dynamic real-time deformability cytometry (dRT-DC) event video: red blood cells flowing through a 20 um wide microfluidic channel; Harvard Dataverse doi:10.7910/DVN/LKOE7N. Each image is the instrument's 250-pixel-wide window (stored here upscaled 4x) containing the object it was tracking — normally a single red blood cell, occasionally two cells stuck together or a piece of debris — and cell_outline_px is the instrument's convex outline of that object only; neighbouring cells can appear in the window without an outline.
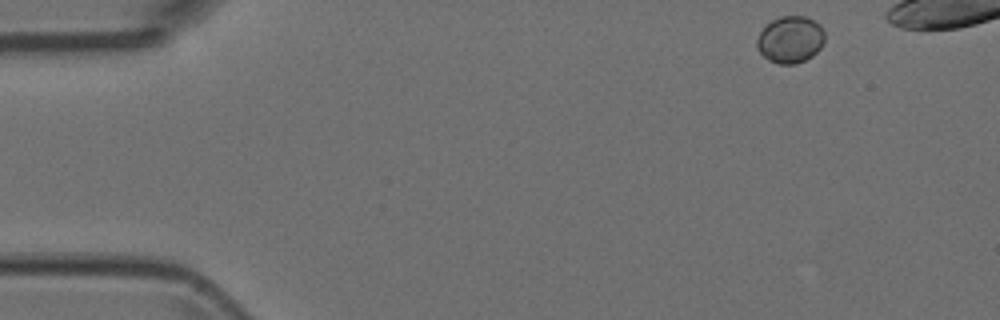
{"species": "Egyptian fruit bat (a non-hibernating species)", "species_latin": "Rousettus aegyptiacus", "temperature_condition": "room temperature", "stored_images_in_passage": 5, "camera_frame_rate_fps": 3000, "um_per_image_px": 0.085, "animal": {"sex": "female"}, "frame": {"image": 1, "passage_image": 1, "time_ms": 0.0, "image_size_px": [1000, 320], "cell_outline_px": [[824, 40], [820, 48], [812, 56], [796, 64], [776, 64], [768, 60], [756, 48], [756, 40], [760, 32], [772, 20], [780, 16], [804, 16], [820, 24], [824, 32]], "centroid_in_image_um": [67.16, 3.37], "position_along_channel_um": 17.8, "area_um2": 18.5}}